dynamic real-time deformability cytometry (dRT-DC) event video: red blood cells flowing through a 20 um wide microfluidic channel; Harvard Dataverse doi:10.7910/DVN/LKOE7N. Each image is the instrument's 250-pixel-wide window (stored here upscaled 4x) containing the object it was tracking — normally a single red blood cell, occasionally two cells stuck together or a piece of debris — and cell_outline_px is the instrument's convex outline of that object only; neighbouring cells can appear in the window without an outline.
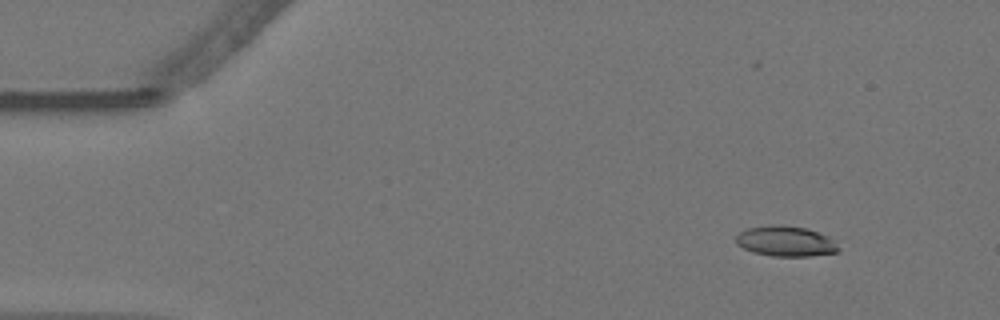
{"species": "Egyptian fruit bat (a non-hibernating species)", "species_latin": "Rousettus aegyptiacus", "temperature_condition": "warm", "stored_images_in_passage": 16, "camera_frame_rate_fps": 3000, "um_per_image_px": 0.085, "animal": {"sex": "female"}, "frame": {"image": 1, "passage_image": 6, "time_ms": 1.667, "image_size_px": [1000, 320], "cell_outline_px": [[840, 252], [812, 256], [772, 256], [752, 252], [736, 244], [736, 236], [740, 232], [748, 228], [768, 224], [776, 224], [804, 228], [828, 236], [840, 248]], "centroid_in_image_um": [66.77, 20.51], "position_along_channel_um": 18.2, "area_um2": 18.15}}
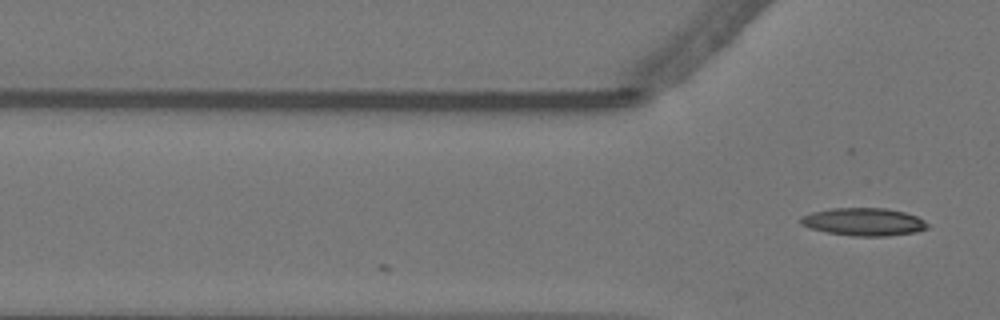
{"frame": {"image": 2, "passage_image": 16, "time_ms": 5.0, "image_size_px": [1000, 320], "cell_outline_px": [[928, 228], [916, 232], [888, 236], [852, 236], [828, 232], [812, 228], [800, 224], [800, 216], [812, 212], [832, 208], [884, 208], [904, 212], [916, 216], [924, 220], [928, 224]], "centroid_in_image_um": [73.42, 18.85], "position_along_channel_um": 52.4, "area_um2": 20.46}}